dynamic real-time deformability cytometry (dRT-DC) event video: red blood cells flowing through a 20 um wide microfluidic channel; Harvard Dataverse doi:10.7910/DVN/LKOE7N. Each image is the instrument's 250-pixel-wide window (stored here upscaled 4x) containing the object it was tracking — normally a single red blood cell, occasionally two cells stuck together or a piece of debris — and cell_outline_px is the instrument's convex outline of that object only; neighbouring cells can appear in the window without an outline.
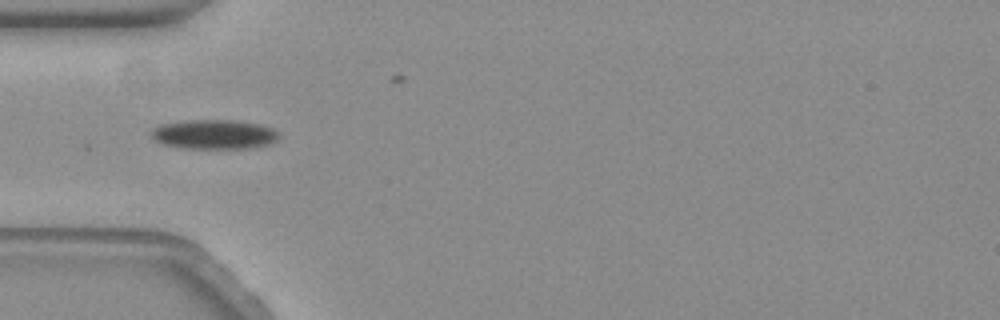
{"species": "common noctule bat (a hibernating species)", "species_latin": "Nyctalus noctula", "temperature_condition": "warm", "stored_images_in_passage": 24, "camera_frame_rate_fps": 3000, "um_per_image_px": 0.085, "animal": {"sex": "female", "body_mass_g": 19.3, "forearm_length_mm": 54.1}, "frame": {"image": 1, "passage_image": 1, "time_ms": 0.0, "image_size_px": [1000, 320], "cell_outline_px": [[280, 136], [272, 144], [256, 148], [176, 148], [160, 144], [152, 136], [152, 128], [160, 124], [188, 120], [236, 120], [260, 124], [272, 128]], "centroid_in_image_um": [18.2, 11.43], "position_along_channel_um": 66.8, "area_um2": 22.2}}